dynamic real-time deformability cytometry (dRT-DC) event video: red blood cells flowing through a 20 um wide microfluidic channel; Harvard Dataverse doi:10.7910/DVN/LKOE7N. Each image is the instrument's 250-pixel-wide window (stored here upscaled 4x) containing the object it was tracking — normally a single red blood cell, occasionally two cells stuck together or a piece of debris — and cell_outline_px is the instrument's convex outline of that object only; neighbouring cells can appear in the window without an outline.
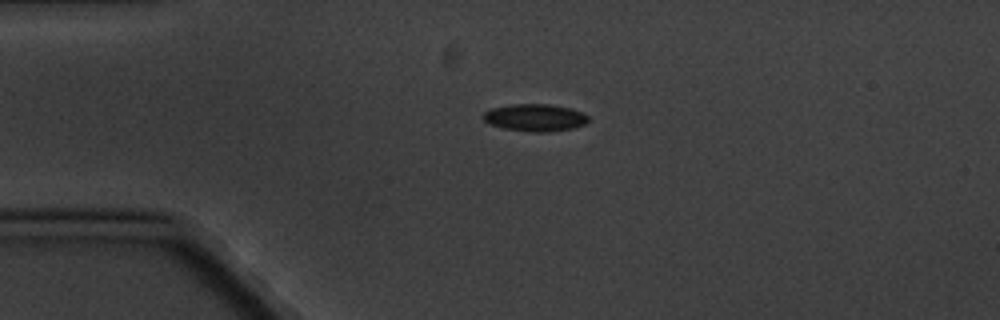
{"species": "common noctule bat (a hibernating species)", "species_latin": "Nyctalus noctula", "temperature_condition": "cold", "stored_images_in_passage": 5, "camera_frame_rate_fps": 3000, "um_per_image_px": 0.085, "animal": {"sex": "male", "body_mass_g": 20.1, "forearm_length_mm": 53.5}, "frame": {"image": 1, "passage_image": 3, "time_ms": 2.0, "image_size_px": [1000, 320], "cell_outline_px": [[588, 120], [584, 124], [576, 128], [548, 132], [532, 132], [504, 128], [488, 124], [480, 116], [484, 112], [492, 108], [512, 104], [548, 104], [572, 108], [588, 116]], "centroid_in_image_um": [45.46, 10.0], "position_along_channel_um": 39.5, "area_um2": 16.82}}